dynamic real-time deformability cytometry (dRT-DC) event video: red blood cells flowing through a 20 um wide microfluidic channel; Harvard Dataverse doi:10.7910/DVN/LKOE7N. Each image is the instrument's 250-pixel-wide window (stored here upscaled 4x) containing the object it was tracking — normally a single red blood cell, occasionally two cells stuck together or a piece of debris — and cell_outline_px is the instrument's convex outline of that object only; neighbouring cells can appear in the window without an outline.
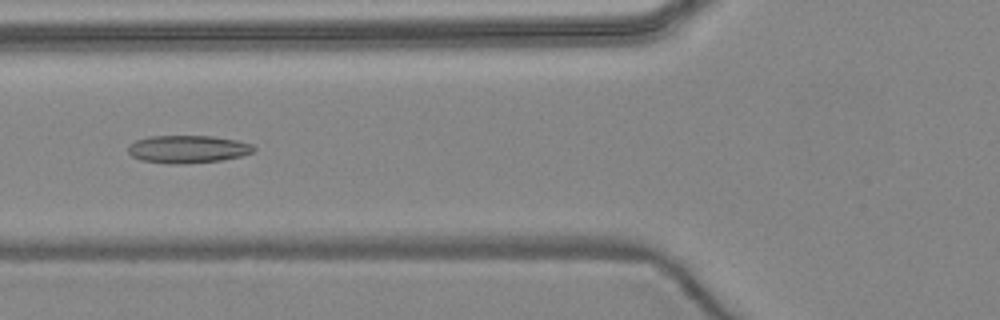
{"species": "common noctule bat (a hibernating species)", "species_latin": "Nyctalus noctula", "temperature_condition": "warm", "stored_images_in_passage": 6, "camera_frame_rate_fps": 3000, "um_per_image_px": 0.085, "animal": {"sex": "female", "body_mass_g": 24.6, "forearm_length_mm": 56.2}, "frame": {"image": 1, "passage_image": 6, "time_ms": 6.0, "image_size_px": [1000, 320], "cell_outline_px": [[256, 148], [252, 152], [240, 156], [224, 160], [184, 164], [168, 164], [140, 160], [132, 156], [128, 152], [128, 148], [136, 140], [148, 136], [212, 136], [236, 140], [252, 144]], "centroid_in_image_um": [15.96, 12.68], "position_along_channel_um": 109.8, "area_um2": 20.35}}